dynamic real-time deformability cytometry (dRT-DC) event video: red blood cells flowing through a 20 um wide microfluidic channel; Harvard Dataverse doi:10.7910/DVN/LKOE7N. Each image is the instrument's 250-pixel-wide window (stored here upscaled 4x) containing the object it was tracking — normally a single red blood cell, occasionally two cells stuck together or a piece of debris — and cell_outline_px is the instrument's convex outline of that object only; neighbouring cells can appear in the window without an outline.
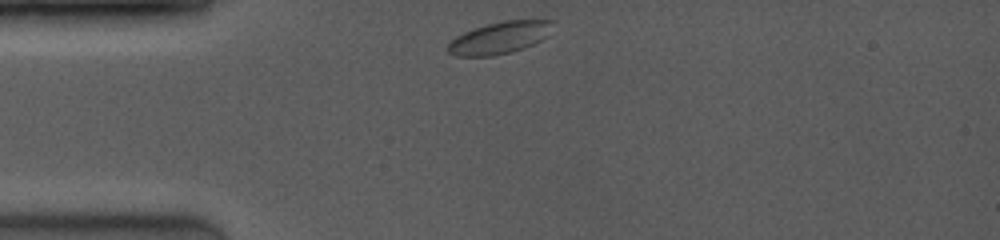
{"species": "common noctule bat (a hibernating species)", "species_latin": "Nyctalus noctula", "temperature_condition": "room temperature", "stored_images_in_passage": 10, "camera_frame_rate_fps": 4000, "um_per_image_px": 0.085, "animal": {"sex": "female", "body_mass_g": 19.0, "forearm_length_mm": 53.3}, "frame": {"image": 1, "passage_image": 1, "time_ms": 0.0, "image_size_px": [1000, 240], "cell_outline_px": [[556, 20], [548, 36], [524, 48], [512, 52], [492, 56], [456, 56], [448, 52], [448, 44], [456, 36], [464, 32], [488, 24], [504, 20]], "centroid_in_image_um": [42.5, 3.21], "position_along_channel_um": 42.5, "area_um2": 19.54}}
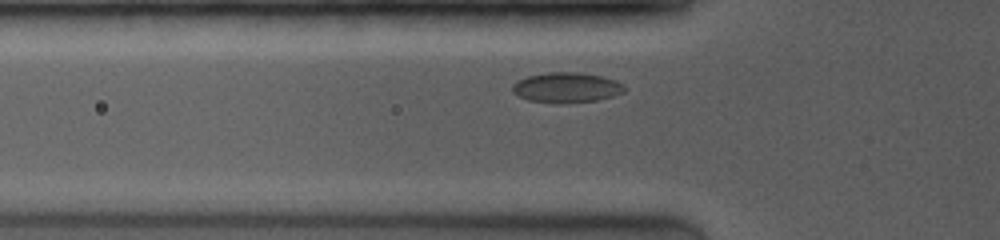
{"frame": {"image": 2, "passage_image": 7, "time_ms": 1.5, "image_size_px": [1000, 240], "cell_outline_px": [[628, 88], [624, 92], [612, 96], [596, 100], [564, 104], [556, 104], [528, 100], [512, 92], [512, 84], [528, 76], [548, 72], [572, 72], [600, 76], [616, 80]], "centroid_in_image_um": [48.16, 7.46], "position_along_channel_um": 77.6, "area_um2": 19.71}}